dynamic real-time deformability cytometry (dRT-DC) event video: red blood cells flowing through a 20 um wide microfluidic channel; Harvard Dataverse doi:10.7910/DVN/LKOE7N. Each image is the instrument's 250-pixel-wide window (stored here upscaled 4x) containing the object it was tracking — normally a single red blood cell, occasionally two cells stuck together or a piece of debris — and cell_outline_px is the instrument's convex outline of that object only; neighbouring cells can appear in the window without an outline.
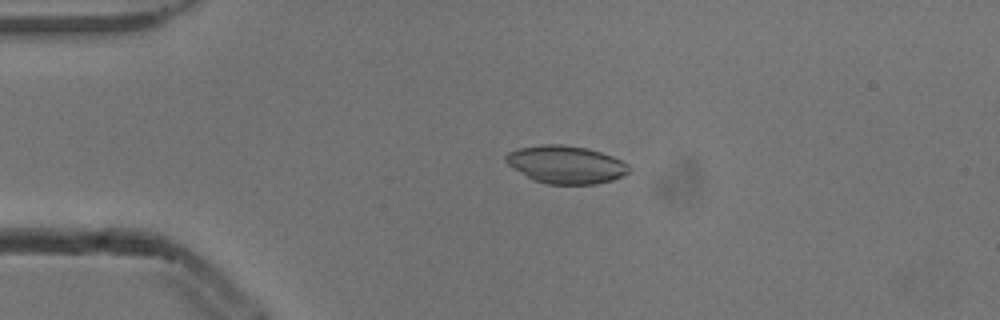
{"species": "common noctule bat (a hibernating species)", "species_latin": "Nyctalus noctula", "temperature_condition": "cold", "stored_images_in_passage": 3, "camera_frame_rate_fps": 3000, "um_per_image_px": 0.085, "animal": {"sex": "male", "body_mass_g": 13.3}, "frame": {"image": 1, "passage_image": 2, "time_ms": 0.333, "image_size_px": [1000, 320], "cell_outline_px": [[632, 168], [624, 176], [612, 180], [596, 184], [544, 184], [532, 180], [512, 168], [504, 160], [504, 156], [508, 152], [516, 148], [544, 144], [560, 144], [588, 148], [612, 156], [628, 164]], "centroid_in_image_um": [48.08, 13.99], "position_along_channel_um": 36.9, "area_um2": 27.46}}